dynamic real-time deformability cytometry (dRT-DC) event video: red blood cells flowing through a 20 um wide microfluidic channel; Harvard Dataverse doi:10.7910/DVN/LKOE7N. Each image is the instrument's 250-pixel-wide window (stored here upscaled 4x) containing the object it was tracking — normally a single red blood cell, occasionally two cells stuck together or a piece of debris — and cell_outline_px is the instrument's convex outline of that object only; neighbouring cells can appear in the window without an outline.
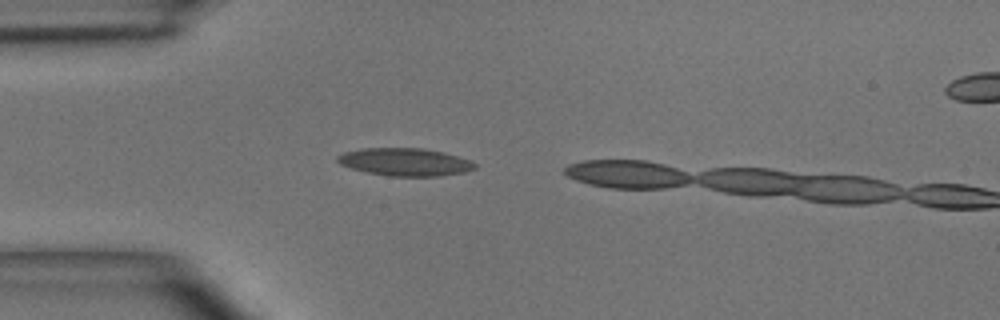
{"species": "common noctule bat (a hibernating species)", "species_latin": "Nyctalus noctula", "temperature_condition": "room temperature", "stored_images_in_passage": 4, "camera_frame_rate_fps": 3000, "um_per_image_px": 0.085, "animal": {"sex": "male", "body_mass_g": 15.6}, "frame": {"image": 1, "passage_image": 3, "time_ms": 0.667, "image_size_px": [1000, 320], "cell_outline_px": [[476, 168], [464, 172], [440, 176], [388, 176], [368, 172], [352, 168], [340, 164], [336, 160], [336, 156], [344, 152], [360, 148], [424, 148], [444, 152], [472, 160], [476, 164]], "centroid_in_image_um": [34.44, 13.76], "position_along_channel_um": 50.6, "area_um2": 22.31}}